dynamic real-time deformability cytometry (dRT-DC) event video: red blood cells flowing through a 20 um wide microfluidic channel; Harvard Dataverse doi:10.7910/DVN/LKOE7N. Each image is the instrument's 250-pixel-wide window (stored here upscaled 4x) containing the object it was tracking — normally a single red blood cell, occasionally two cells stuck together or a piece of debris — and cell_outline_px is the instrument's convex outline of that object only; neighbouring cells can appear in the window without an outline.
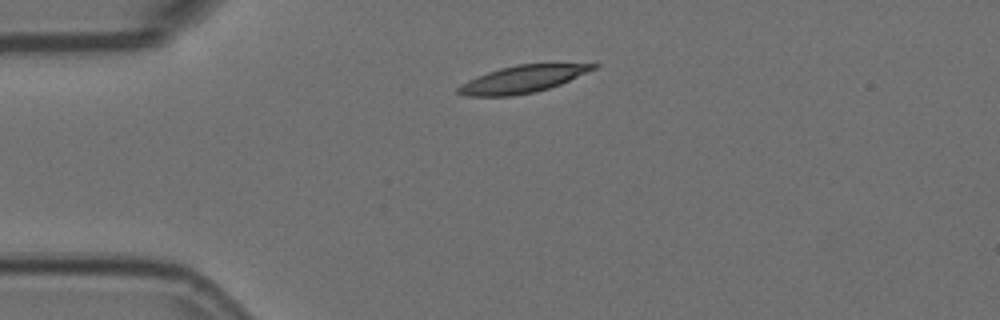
{"species": "Egyptian fruit bat (a non-hibernating species)", "species_latin": "Rousettus aegyptiacus", "temperature_condition": "room temperature", "stored_images_in_passage": 2, "camera_frame_rate_fps": 3000, "um_per_image_px": 0.085, "animal": {"sex": "female"}, "frame": {"image": 1, "passage_image": 1, "time_ms": 0.0, "image_size_px": [1000, 320], "cell_outline_px": [[600, 64], [596, 68], [560, 84], [536, 92], [512, 96], [464, 96], [456, 92], [456, 88], [460, 84], [476, 76], [500, 68], [516, 64]], "centroid_in_image_um": [44.34, 6.74], "position_along_channel_um": 40.7, "area_um2": 21.27}}